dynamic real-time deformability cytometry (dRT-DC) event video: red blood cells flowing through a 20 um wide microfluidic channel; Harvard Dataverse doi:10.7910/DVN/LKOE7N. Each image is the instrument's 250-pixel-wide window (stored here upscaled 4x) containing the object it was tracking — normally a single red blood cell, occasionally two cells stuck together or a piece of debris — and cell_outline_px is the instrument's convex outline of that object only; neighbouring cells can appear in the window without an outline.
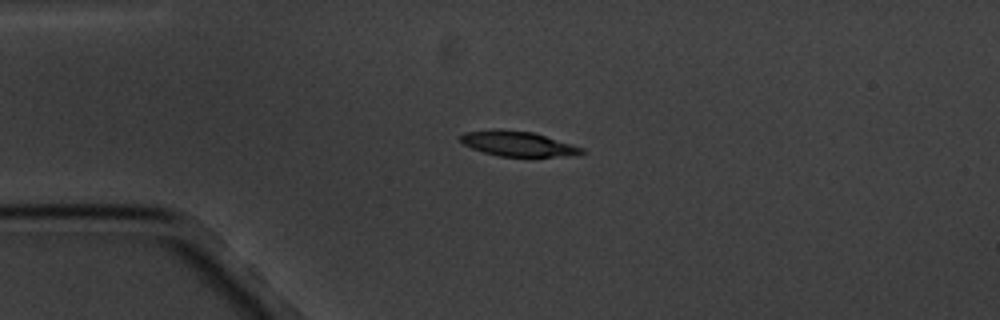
{"species": "common noctule bat (a hibernating species)", "species_latin": "Nyctalus noctula", "temperature_condition": "cold", "stored_images_in_passage": 4, "camera_frame_rate_fps": 3000, "um_per_image_px": 0.085, "animal": {"sex": "male", "body_mass_g": 20.1, "forearm_length_mm": 53.5}, "frame": {"image": 1, "passage_image": 3, "time_ms": 2.333, "image_size_px": [1000, 320], "cell_outline_px": [[584, 152], [568, 156], [500, 156], [484, 152], [472, 148], [464, 144], [460, 140], [460, 136], [464, 132], [492, 128], [496, 128], [532, 132], [572, 144], [584, 148]], "centroid_in_image_um": [43.98, 12.2], "position_along_channel_um": 41.0, "area_um2": 17.57}}